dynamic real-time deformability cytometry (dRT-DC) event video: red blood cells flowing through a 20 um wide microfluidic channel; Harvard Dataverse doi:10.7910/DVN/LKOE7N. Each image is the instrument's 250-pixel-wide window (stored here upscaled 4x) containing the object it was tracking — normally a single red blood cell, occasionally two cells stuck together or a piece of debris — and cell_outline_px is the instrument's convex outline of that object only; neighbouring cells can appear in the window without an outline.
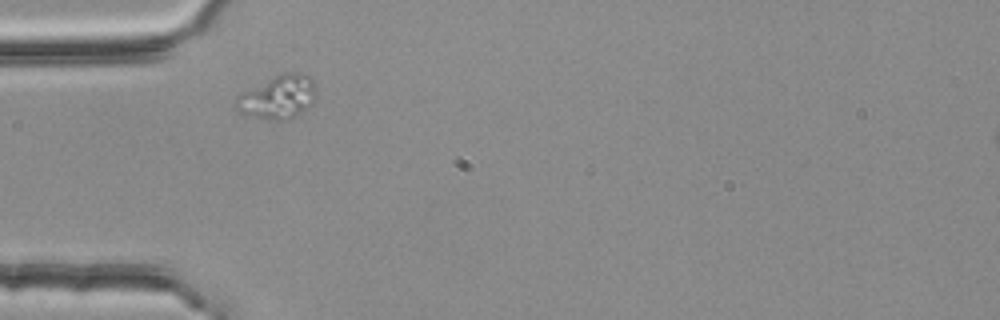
{"species": "common noctule bat (a hibernating species)", "species_latin": "Nyctalus noctula", "temperature_condition": "room temperature", "stored_images_in_passage": 2, "camera_frame_rate_fps": 3000, "um_per_image_px": 0.085, "animal": {"sex": "female", "body_mass_g": 25.1}, "frame": {"image": 1, "passage_image": 1, "time_ms": 0.0, "image_size_px": [1000, 320], "cell_outline_px": [[316, 100], [308, 108], [288, 120], [272, 120], [248, 116], [240, 112], [232, 104], [236, 96], [240, 92], [284, 72], [300, 72], [312, 76], [316, 84]], "centroid_in_image_um": [23.64, 8.24], "position_along_channel_um": 61.4, "area_um2": 20.92}}
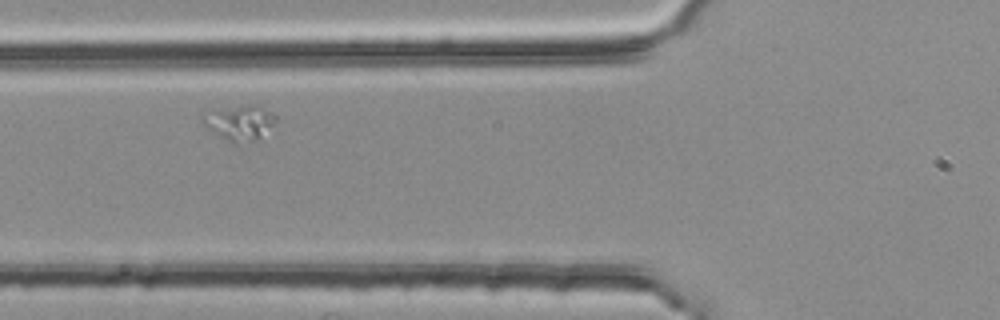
{"frame": {"image": 2, "passage_image": 2, "time_ms": 0.333, "image_size_px": [1000, 320], "cell_outline_px": [[276, 120], [260, 136], [252, 140], [236, 144], [232, 144], [212, 132], [200, 120], [200, 116], [220, 108], [244, 104], [256, 104], [272, 112], [276, 116]], "centroid_in_image_um": [20.32, 10.4], "position_along_channel_um": 105.5, "area_um2": 14.85}}